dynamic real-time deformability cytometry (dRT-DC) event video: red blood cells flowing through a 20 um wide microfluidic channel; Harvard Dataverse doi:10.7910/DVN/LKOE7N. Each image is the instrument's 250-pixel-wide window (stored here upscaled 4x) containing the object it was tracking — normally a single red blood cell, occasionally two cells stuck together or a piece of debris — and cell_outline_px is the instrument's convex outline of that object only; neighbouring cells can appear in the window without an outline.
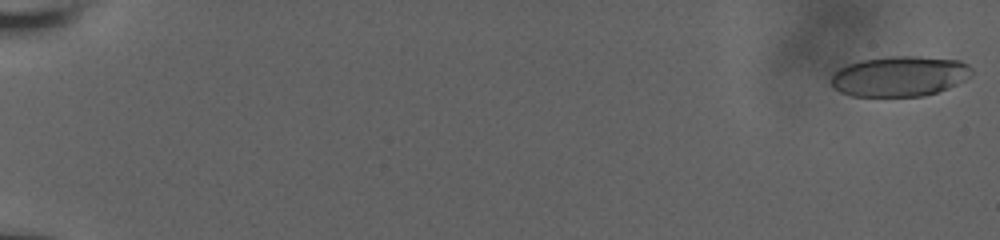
{"species": "human", "species_latin": "Homo sapiens", "temperature_condition": "room temperature", "stored_images_in_passage": 58, "camera_frame_rate_fps": 3000, "um_per_image_px": 0.085, "donor": {"sex": "male"}, "frame": {"image": 1, "passage_image": 1, "time_ms": 0.0, "image_size_px": [1000, 240], "cell_outline_px": [[972, 76], [948, 88], [924, 96], [852, 96], [840, 92], [832, 88], [832, 76], [840, 68], [848, 64], [860, 60], [888, 56], [916, 56], [960, 60], [968, 64], [972, 68]], "centroid_in_image_um": [76.48, 6.48], "position_along_channel_um": 8.5, "area_um2": 33.12}}
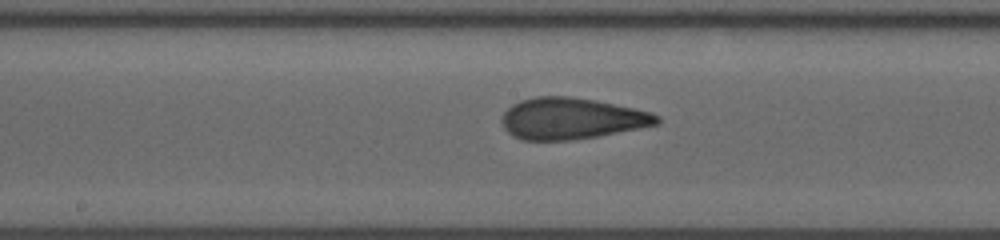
{"frame": {"image": 2, "passage_image": 33, "time_ms": 10.667, "image_size_px": [1000, 240], "cell_outline_px": [[660, 120], [656, 124], [640, 128], [600, 136], [572, 140], [520, 140], [512, 136], [504, 128], [500, 120], [504, 112], [512, 104], [520, 100], [536, 96], [568, 96], [596, 100], [652, 112], [660, 116]], "centroid_in_image_um": [48.55, 10.08], "position_along_channel_um": 199.6, "area_um2": 37.63}}
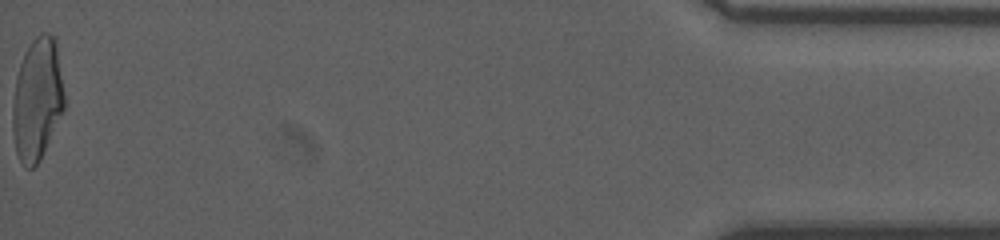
{"frame": {"image": 3, "passage_image": 58, "time_ms": 19.0, "image_size_px": [1000, 240], "cell_outline_px": [[64, 108], [40, 160], [32, 168], [24, 168], [16, 152], [12, 132], [12, 108], [16, 76], [24, 52], [32, 40], [40, 32], [48, 32], [56, 36], [64, 96]], "centroid_in_image_um": [3.15, 8.4], "position_along_channel_um": 432.1, "area_um2": 37.05}, "authors_computed_cell_mechanics": {"area_um2": 36.2695, "velocity_mm_per_s": 3.8375, "shape_relaxation_time_tau1_ms": 9.7407, "shape_relaxation_time_tau2_ms": 1.1756, "deformation_change_tau1": 0.2786, "deformation_change_tau2": 0.0943}}